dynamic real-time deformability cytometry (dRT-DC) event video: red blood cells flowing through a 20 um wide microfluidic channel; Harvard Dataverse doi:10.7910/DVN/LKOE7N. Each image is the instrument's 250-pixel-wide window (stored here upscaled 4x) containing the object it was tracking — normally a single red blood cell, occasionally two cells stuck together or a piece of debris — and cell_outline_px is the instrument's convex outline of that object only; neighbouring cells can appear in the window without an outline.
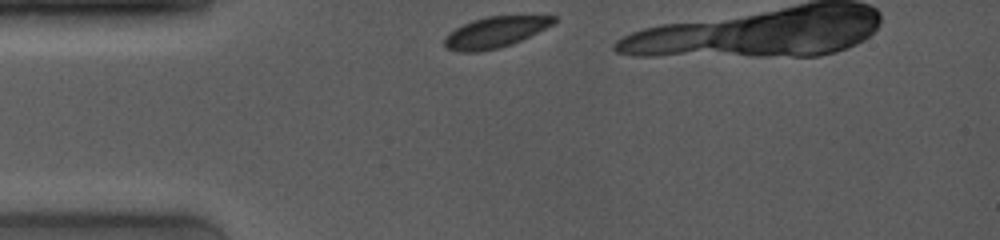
{"species": "common noctule bat (a hibernating species)", "species_latin": "Nyctalus noctula", "temperature_condition": "room temperature", "stored_images_in_passage": 14, "camera_frame_rate_fps": 4000, "um_per_image_px": 0.085, "animal": {"sex": "female", "body_mass_g": 19.0, "forearm_length_mm": 53.3}, "frame": {"image": 1, "passage_image": 1, "time_ms": 0.0, "image_size_px": [1000, 240], "cell_outline_px": [[556, 20], [552, 24], [512, 44], [500, 48], [476, 52], [460, 52], [444, 48], [444, 36], [456, 28], [472, 20], [488, 16], [556, 16]], "centroid_in_image_um": [42.01, 2.75], "position_along_channel_um": 43.0, "area_um2": 19.42}}